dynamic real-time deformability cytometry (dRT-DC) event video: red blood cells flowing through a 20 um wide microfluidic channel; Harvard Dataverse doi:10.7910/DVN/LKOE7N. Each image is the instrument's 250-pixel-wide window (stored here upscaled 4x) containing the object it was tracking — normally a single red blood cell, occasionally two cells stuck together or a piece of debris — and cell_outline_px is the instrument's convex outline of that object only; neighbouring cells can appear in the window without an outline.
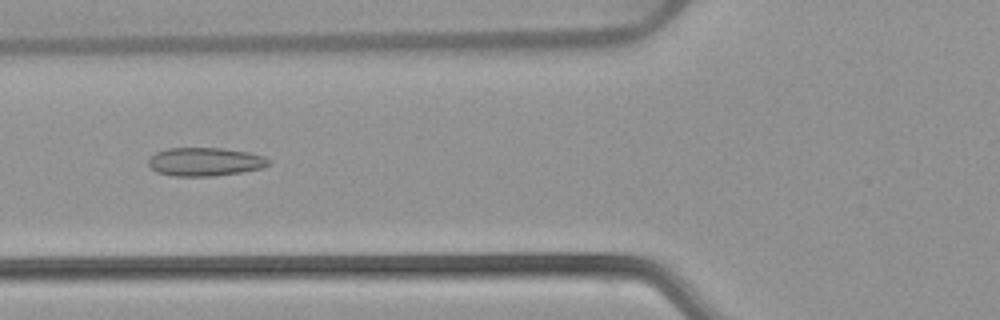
{"species": "common noctule bat (a hibernating species)", "species_latin": "Nyctalus noctula", "temperature_condition": "warm", "stored_images_in_passage": 52, "camera_frame_rate_fps": 3000, "um_per_image_px": 0.085, "animal": {"sex": "female", "body_mass_g": 22.7, "forearm_length_mm": 54.2}, "frame": {"image": 1, "passage_image": 20, "time_ms": 6.333, "image_size_px": [1000, 320], "cell_outline_px": [[272, 164], [264, 168], [216, 176], [172, 176], [156, 172], [148, 164], [148, 160], [156, 152], [168, 148], [224, 148], [248, 152], [264, 156], [272, 160]], "centroid_in_image_um": [17.48, 13.75], "position_along_channel_um": 108.3, "area_um2": 20.17}}
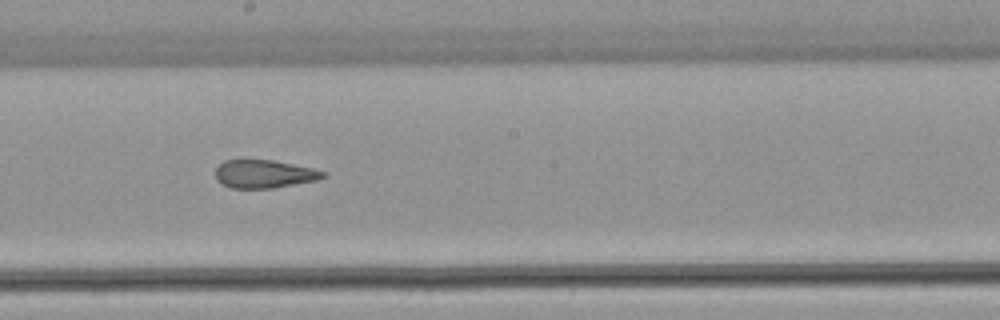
{"frame": {"image": 2, "passage_image": 29, "time_ms": 9.333, "image_size_px": [1000, 320], "cell_outline_px": [[328, 172], [324, 176], [316, 180], [272, 188], [232, 188], [220, 184], [216, 180], [216, 168], [224, 160], [272, 160], [312, 168]], "centroid_in_image_um": [22.42, 14.79], "position_along_channel_um": 225.8, "area_um2": 17.51}}
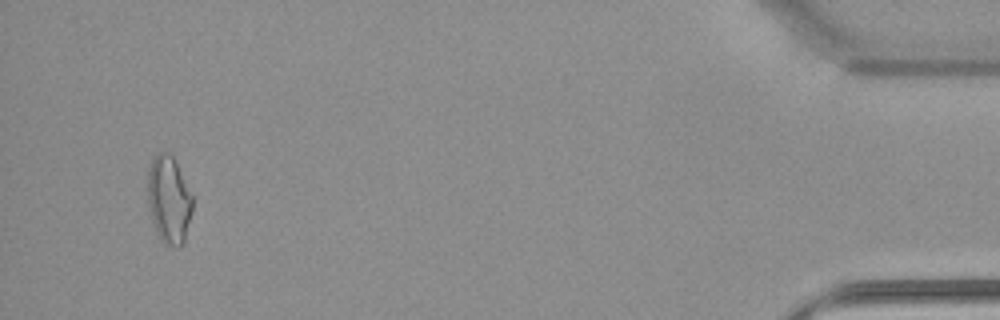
{"frame": {"image": 3, "passage_image": 50, "time_ms": 16.333, "image_size_px": [1000, 320], "cell_outline_px": [[192, 212], [184, 244], [180, 248], [176, 248], [164, 244], [160, 240], [156, 232], [148, 208], [148, 168], [152, 156], [156, 152], [168, 152], [172, 156], [192, 196]], "centroid_in_image_um": [14.34, 17.02], "position_along_channel_um": 420.9, "area_um2": 23.12}, "authors_computed_cell_mechanics": {"area_um2": 20.1722, "velocity_mm_per_s": 3.9141, "shape_relaxation_time_tau1_ms": null, "shape_relaxation_time_tau2_ms": 1.4588, "deformation_change_tau1": null, "deformation_change_tau2": 0.0985}}